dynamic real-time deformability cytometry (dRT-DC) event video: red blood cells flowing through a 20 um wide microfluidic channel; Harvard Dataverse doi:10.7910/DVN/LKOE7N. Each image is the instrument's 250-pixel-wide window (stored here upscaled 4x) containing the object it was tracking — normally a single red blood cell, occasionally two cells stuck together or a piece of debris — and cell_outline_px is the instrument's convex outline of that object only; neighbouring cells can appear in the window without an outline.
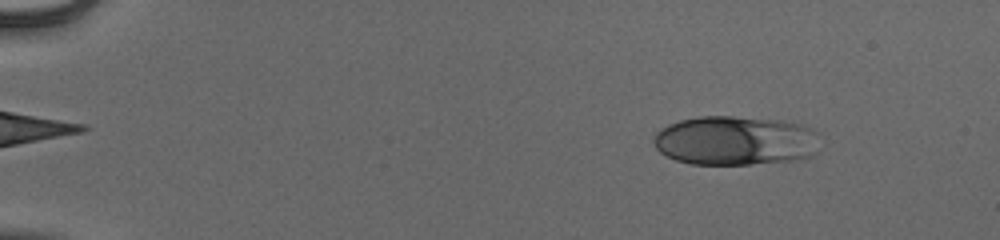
{"species": "human", "species_latin": "Homo sapiens", "temperature_condition": "cold", "stored_images_in_passage": 47, "camera_frame_rate_fps": 3000, "um_per_image_px": 0.085, "donor": {"sex": "male"}, "frame": {"image": 1, "passage_image": 1, "time_ms": 0.0, "image_size_px": [1000, 240], "cell_outline_px": [[816, 152], [812, 156], [792, 160], [748, 164], [692, 164], [676, 160], [660, 152], [656, 148], [652, 140], [656, 132], [660, 128], [668, 124], [680, 120], [700, 116], [732, 116], [784, 120], [808, 128], [816, 132]], "centroid_in_image_um": [62.44, 11.94], "position_along_channel_um": 22.6, "area_um2": 47.63}}
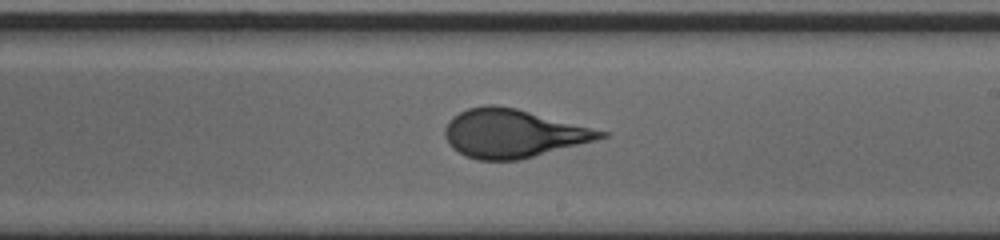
{"frame": {"image": 2, "passage_image": 27, "time_ms": 8.667, "image_size_px": [1000, 240], "cell_outline_px": [[608, 136], [596, 140], [520, 160], [476, 160], [464, 156], [452, 148], [448, 144], [444, 136], [444, 128], [448, 120], [452, 116], [468, 108], [488, 104], [496, 104], [516, 108], [608, 132]], "centroid_in_image_um": [43.55, 11.34], "position_along_channel_um": 245.5, "area_um2": 43.99}}
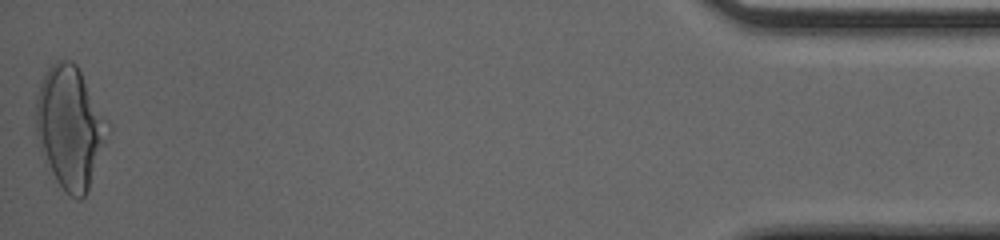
{"frame": {"image": 3, "passage_image": 47, "time_ms": 15.333, "image_size_px": [1000, 240], "cell_outline_px": [[112, 128], [88, 188], [84, 196], [80, 200], [76, 200], [56, 180], [52, 172], [36, 132], [36, 96], [40, 84], [48, 68], [56, 60], [72, 60], [76, 64], [112, 124]], "centroid_in_image_um": [6.01, 10.76], "position_along_channel_um": 429.2, "area_um2": 50.69}, "authors_computed_cell_mechanics": {"area_um2": 43.639, "velocity_mm_per_s": 3.9503, "shape_relaxation_time_tau1_ms": 4.8806, "shape_relaxation_time_tau2_ms": null, "deformation_change_tau1": 0.2023, "deformation_change_tau2": null}}